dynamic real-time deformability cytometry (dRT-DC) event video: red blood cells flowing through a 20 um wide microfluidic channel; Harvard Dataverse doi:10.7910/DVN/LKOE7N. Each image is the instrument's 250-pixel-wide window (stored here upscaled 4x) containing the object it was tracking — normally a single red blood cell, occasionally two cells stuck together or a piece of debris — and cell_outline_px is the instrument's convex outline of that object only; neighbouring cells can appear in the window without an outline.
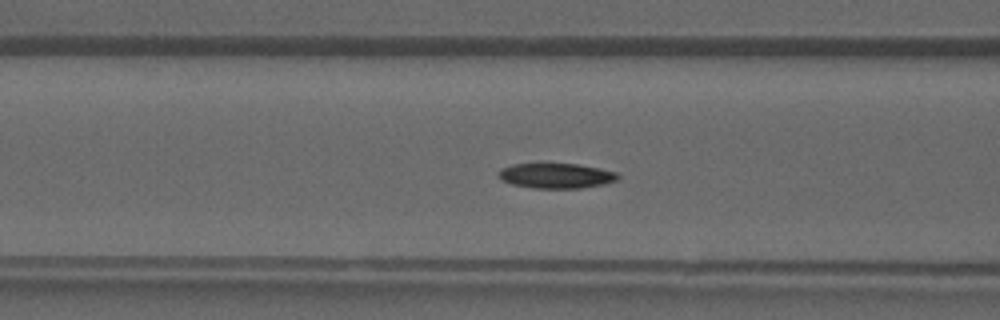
{"species": "common noctule bat (a hibernating species)", "species_latin": "Nyctalus noctula", "temperature_condition": "warm", "stored_images_in_passage": 40, "camera_frame_rate_fps": 3000, "um_per_image_px": 0.085, "animal": {"sex": "male", "forearm_length_mm": 52.5}, "frame": {"image": 1, "passage_image": 16, "time_ms": 5.0, "image_size_px": [1000, 320], "cell_outline_px": [[620, 176], [616, 180], [604, 184], [580, 188], [536, 188], [512, 184], [504, 180], [500, 176], [500, 168], [512, 164], [544, 160], [580, 164], [616, 172]], "centroid_in_image_um": [47.25, 14.87], "position_along_channel_um": 119.3, "area_um2": 18.15}}
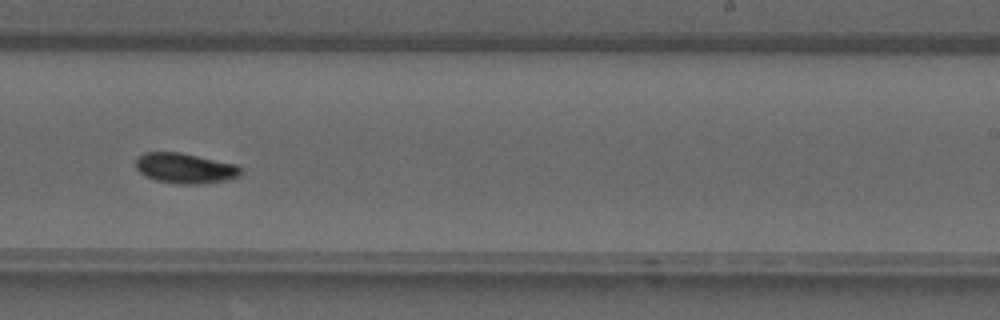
{"frame": {"image": 2, "passage_image": 25, "time_ms": 8.0, "image_size_px": [1000, 320], "cell_outline_px": [[244, 172], [240, 176], [228, 180], [200, 184], [176, 184], [156, 180], [144, 176], [136, 168], [136, 156], [144, 152], [180, 152], [236, 164]], "centroid_in_image_um": [15.73, 14.3], "position_along_channel_um": 273.3, "area_um2": 18.79}}
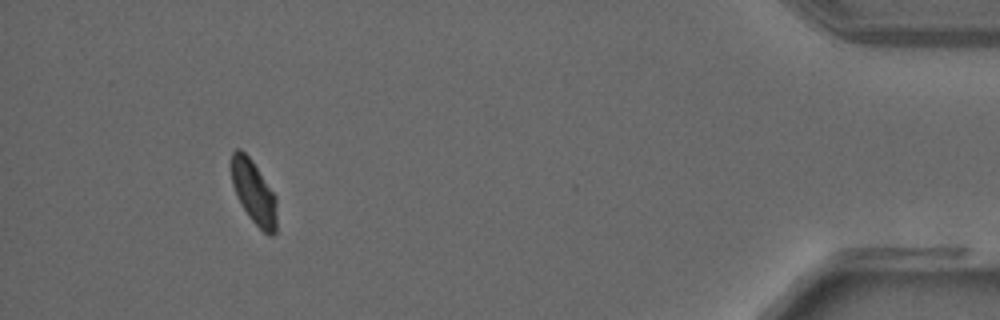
{"frame": {"image": 3, "passage_image": 37, "time_ms": 12.0, "image_size_px": [1000, 320], "cell_outline_px": [[276, 232], [272, 236], [268, 236], [248, 216], [232, 184], [232, 152], [236, 148], [240, 148], [252, 160], [276, 196]], "centroid_in_image_um": [21.59, 16.35], "position_along_channel_um": 413.6, "area_um2": 16.53}}